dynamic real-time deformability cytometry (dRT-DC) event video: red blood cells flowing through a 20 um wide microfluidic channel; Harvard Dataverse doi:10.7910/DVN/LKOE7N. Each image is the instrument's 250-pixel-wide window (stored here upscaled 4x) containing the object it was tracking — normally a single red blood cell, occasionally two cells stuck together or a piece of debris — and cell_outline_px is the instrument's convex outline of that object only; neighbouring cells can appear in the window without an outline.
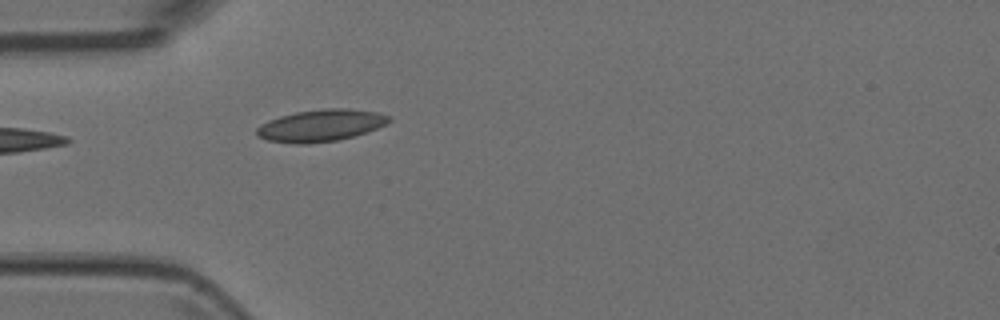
{"species": "Egyptian fruit bat (a non-hibernating species)", "species_latin": "Rousettus aegyptiacus", "temperature_condition": "room temperature", "stored_images_in_passage": 5, "camera_frame_rate_fps": 3000, "um_per_image_px": 0.085, "animal": {"sex": "female"}, "frame": {"image": 1, "passage_image": 5, "time_ms": 1.333, "image_size_px": [1000, 320], "cell_outline_px": [[392, 120], [388, 124], [352, 136], [336, 140], [308, 144], [296, 144], [268, 140], [256, 136], [256, 128], [260, 124], [268, 120], [280, 116], [296, 112], [324, 108], [348, 108], [376, 112], [392, 116]], "centroid_in_image_um": [27.26, 10.66], "position_along_channel_um": 57.7, "area_um2": 24.68}}